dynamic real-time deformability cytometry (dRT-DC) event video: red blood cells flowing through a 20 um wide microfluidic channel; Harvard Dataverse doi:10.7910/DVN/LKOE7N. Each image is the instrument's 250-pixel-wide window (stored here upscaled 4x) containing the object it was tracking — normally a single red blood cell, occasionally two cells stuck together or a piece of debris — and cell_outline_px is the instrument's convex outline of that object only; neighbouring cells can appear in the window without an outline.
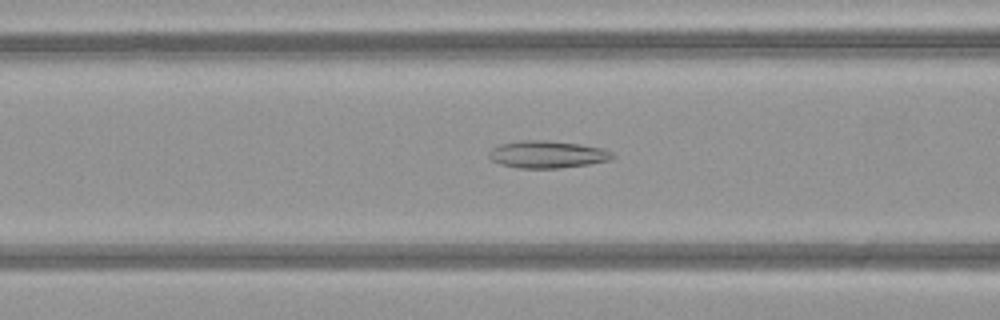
{"species": "common noctule bat (a hibernating species)", "species_latin": "Nyctalus noctula", "temperature_condition": "warm", "stored_images_in_passage": 30, "camera_frame_rate_fps": 3000, "um_per_image_px": 0.085, "animal": {"sex": "female", "body_mass_g": 21.9}, "frame": {"image": 1, "passage_image": 9, "time_ms": 2.667, "image_size_px": [1000, 320], "cell_outline_px": [[616, 156], [612, 160], [588, 164], [560, 168], [516, 168], [500, 164], [492, 160], [488, 156], [488, 152], [492, 148], [500, 144], [520, 140], [548, 140], [580, 144], [604, 148], [612, 152]], "centroid_in_image_um": [46.54, 13.12], "position_along_channel_um": 120.1, "area_um2": 19.88}}
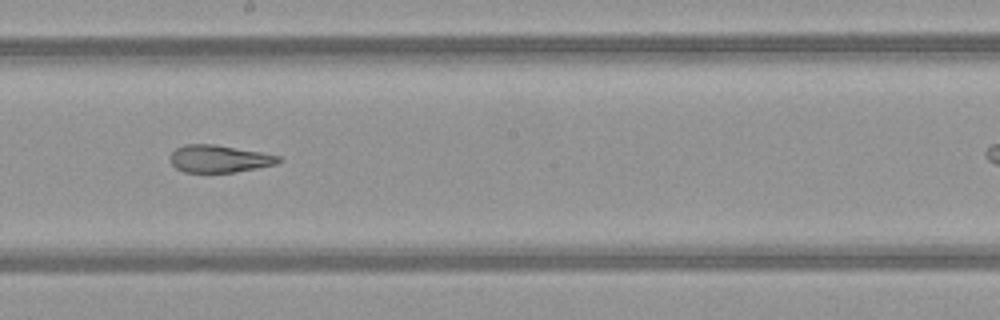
{"frame": {"image": 2, "passage_image": 17, "time_ms": 5.333, "image_size_px": [1000, 320], "cell_outline_px": [[284, 160], [276, 164], [236, 172], [184, 172], [176, 168], [172, 164], [172, 152], [176, 148], [184, 144], [216, 144], [260, 152], [280, 156]], "centroid_in_image_um": [18.66, 13.49], "position_along_channel_um": 229.5, "area_um2": 17.22}}
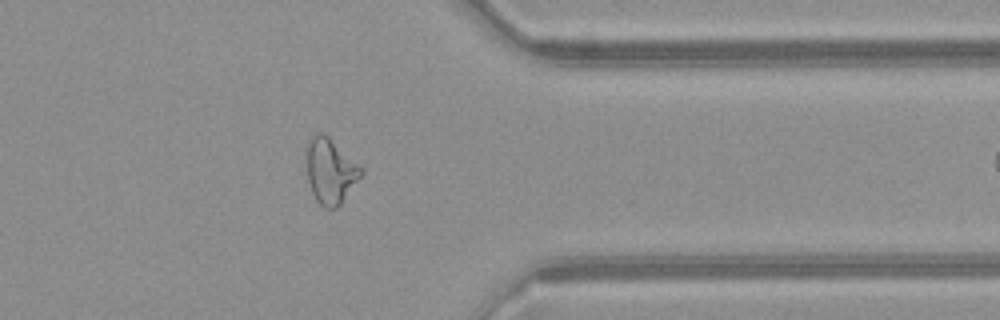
{"frame": {"image": 3, "passage_image": 29, "time_ms": 9.333, "image_size_px": [1000, 320], "cell_outline_px": [[364, 172], [340, 204], [336, 208], [324, 208], [316, 200], [312, 192], [308, 180], [304, 152], [308, 140], [316, 132], [324, 132], [360, 164], [364, 168]], "centroid_in_image_um": [28.06, 14.48], "position_along_channel_um": 383.3, "area_um2": 21.21}}